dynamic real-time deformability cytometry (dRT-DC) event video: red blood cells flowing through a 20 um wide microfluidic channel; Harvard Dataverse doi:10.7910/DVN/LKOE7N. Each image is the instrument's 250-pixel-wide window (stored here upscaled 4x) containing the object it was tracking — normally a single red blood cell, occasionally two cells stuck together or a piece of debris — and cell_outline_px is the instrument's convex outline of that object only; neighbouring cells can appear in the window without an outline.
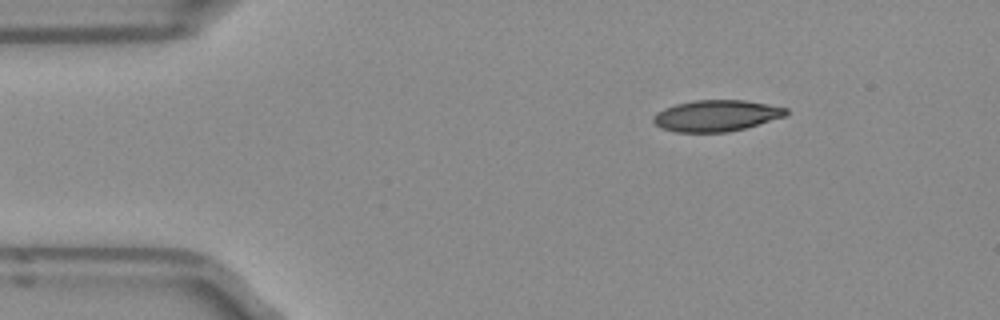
{"species": "Egyptian fruit bat (a non-hibernating species)", "species_latin": "Rousettus aegyptiacus", "temperature_condition": "room temperature", "stored_images_in_passage": 3, "camera_frame_rate_fps": 3000, "um_per_image_px": 0.085, "frame": {"image": 1, "passage_image": 1, "time_ms": 0.0, "image_size_px": [1000, 320], "cell_outline_px": [[788, 116], [744, 128], [728, 132], [676, 132], [660, 128], [652, 120], [652, 116], [656, 112], [664, 108], [676, 104], [696, 100], [744, 100], [768, 104], [788, 108]], "centroid_in_image_um": [60.89, 9.83], "position_along_channel_um": 24.1, "area_um2": 24.33}}
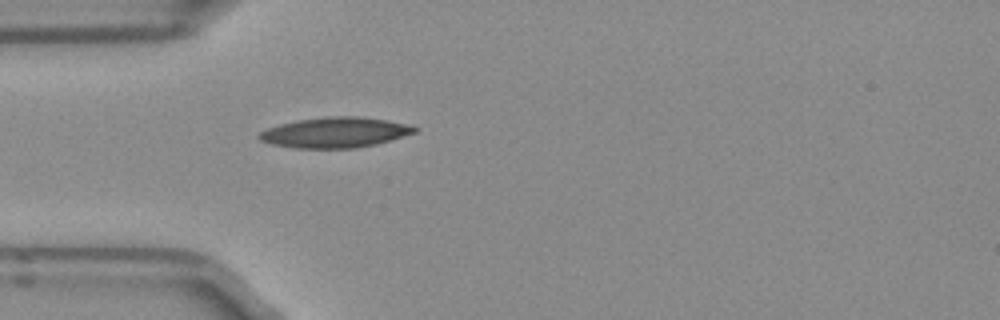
{"frame": {"image": 2, "passage_image": 3, "time_ms": 0.667, "image_size_px": [1000, 320], "cell_outline_px": [[420, 128], [416, 132], [392, 140], [376, 144], [356, 148], [296, 148], [272, 144], [260, 140], [256, 136], [260, 132], [268, 128], [280, 124], [296, 120], [324, 116], [360, 116], [388, 120], [412, 124]], "centroid_in_image_um": [28.54, 11.25], "position_along_channel_um": 56.5, "area_um2": 27.86}}